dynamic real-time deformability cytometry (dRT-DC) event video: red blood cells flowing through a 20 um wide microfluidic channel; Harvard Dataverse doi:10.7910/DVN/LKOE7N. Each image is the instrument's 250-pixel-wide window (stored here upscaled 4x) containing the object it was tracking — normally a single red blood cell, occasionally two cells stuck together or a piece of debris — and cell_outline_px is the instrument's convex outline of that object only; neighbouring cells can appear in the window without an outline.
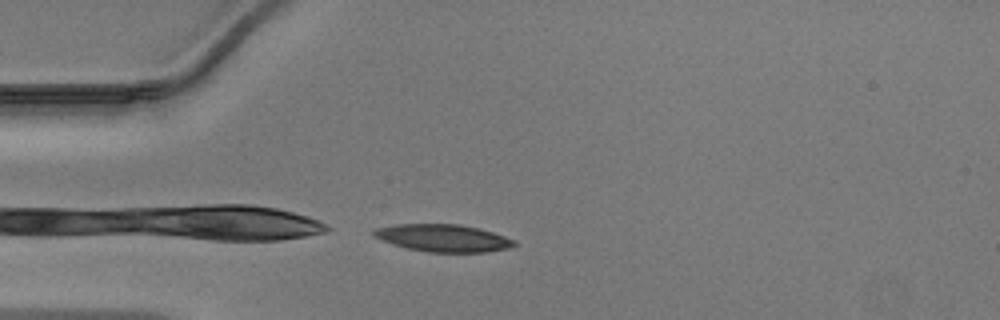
{"species": "Egyptian fruit bat (a non-hibernating species)", "species_latin": "Rousettus aegyptiacus", "temperature_condition": "warm", "stored_images_in_passage": 33, "camera_frame_rate_fps": 3000, "um_per_image_px": 0.085, "animal": {"sex": "male"}, "frame": {"image": 1, "passage_image": 1, "time_ms": 0.0, "image_size_px": [1000, 320], "cell_outline_px": [[516, 244], [508, 248], [484, 252], [428, 252], [408, 248], [392, 244], [380, 240], [372, 236], [372, 232], [376, 228], [396, 224], [460, 224], [480, 228], [516, 240]], "centroid_in_image_um": [37.64, 20.22], "position_along_channel_um": 47.4, "area_um2": 22.43}}
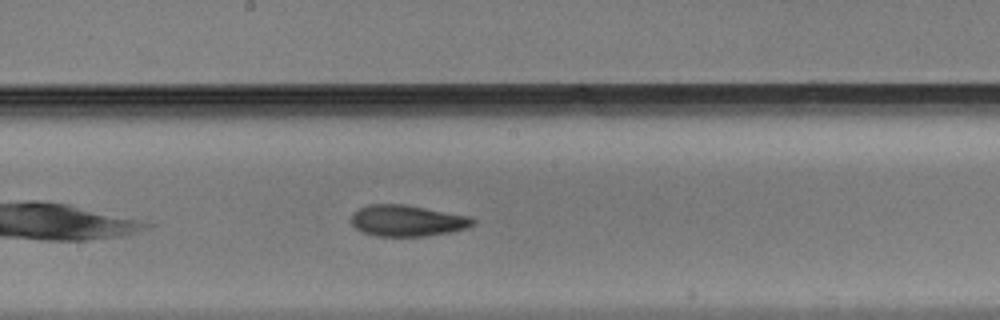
{"frame": {"image": 2, "passage_image": 14, "time_ms": 4.333, "image_size_px": [1000, 320], "cell_outline_px": [[476, 224], [452, 232], [424, 236], [376, 236], [364, 232], [356, 228], [352, 224], [352, 212], [368, 204], [404, 204], [468, 216], [476, 220]], "centroid_in_image_um": [34.61, 18.76], "position_along_channel_um": 213.6, "area_um2": 22.02}}
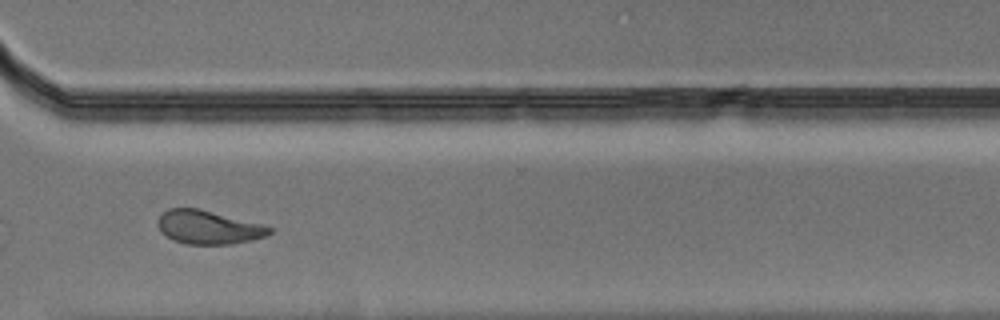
{"frame": {"image": 3, "passage_image": 24, "time_ms": 7.667, "image_size_px": [1000, 320], "cell_outline_px": [[272, 232], [264, 236], [232, 244], [188, 244], [172, 240], [160, 232], [156, 224], [160, 216], [168, 208], [200, 208], [260, 224], [272, 228]], "centroid_in_image_um": [17.64, 19.31], "position_along_channel_um": 353.0, "area_um2": 21.68}}